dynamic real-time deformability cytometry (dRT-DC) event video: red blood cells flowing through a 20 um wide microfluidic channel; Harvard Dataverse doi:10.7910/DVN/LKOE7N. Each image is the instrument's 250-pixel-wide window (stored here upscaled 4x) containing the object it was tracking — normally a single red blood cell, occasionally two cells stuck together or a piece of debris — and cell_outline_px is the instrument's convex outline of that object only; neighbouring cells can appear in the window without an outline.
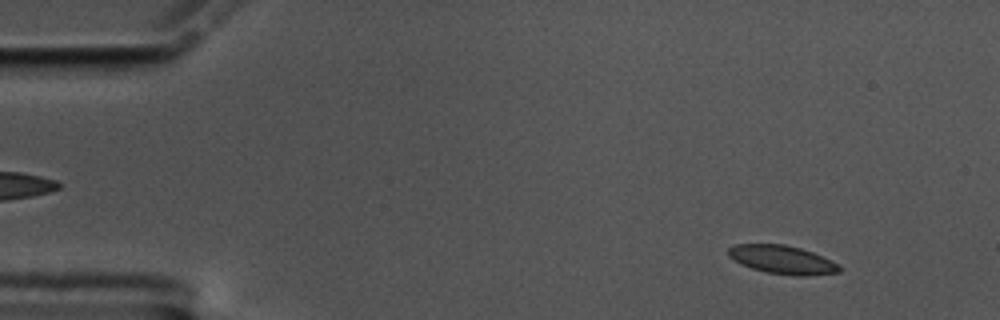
{"species": "common noctule bat (a hibernating species)", "species_latin": "Nyctalus noctula", "temperature_condition": "cold", "stored_images_in_passage": 58, "camera_frame_rate_fps": 3000, "um_per_image_px": 0.085, "animal": {"sex": "male", "body_mass_g": 17.5, "forearm_length_mm": 52.3}, "frame": {"image": 1, "passage_image": 6, "time_ms": 1.667, "image_size_px": [1000, 320], "cell_outline_px": [[840, 272], [804, 276], [800, 276], [768, 272], [752, 268], [740, 264], [728, 256], [728, 248], [736, 244], [784, 244], [800, 248], [812, 252], [840, 264]], "centroid_in_image_um": [66.49, 22.06], "position_along_channel_um": 18.5, "area_um2": 18.26}}
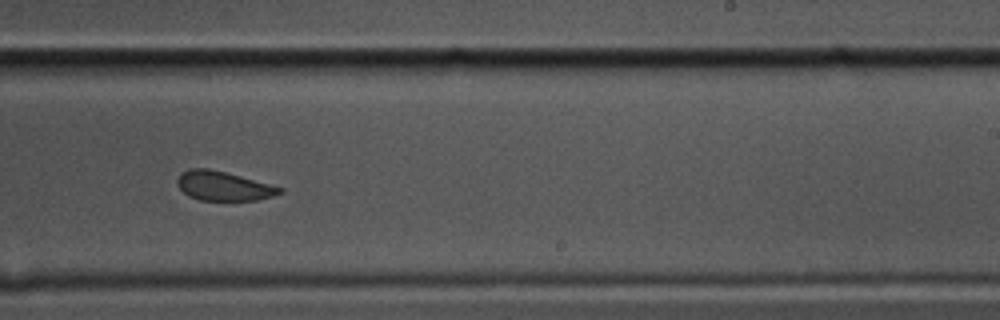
{"frame": {"image": 2, "passage_image": 36, "time_ms": 11.667, "image_size_px": [1000, 320], "cell_outline_px": [[284, 192], [272, 196], [256, 200], [200, 200], [188, 196], [176, 184], [176, 180], [180, 172], [188, 168], [208, 168], [240, 176], [284, 188]], "centroid_in_image_um": [18.95, 15.8], "position_along_channel_um": 270.0, "area_um2": 17.46}}
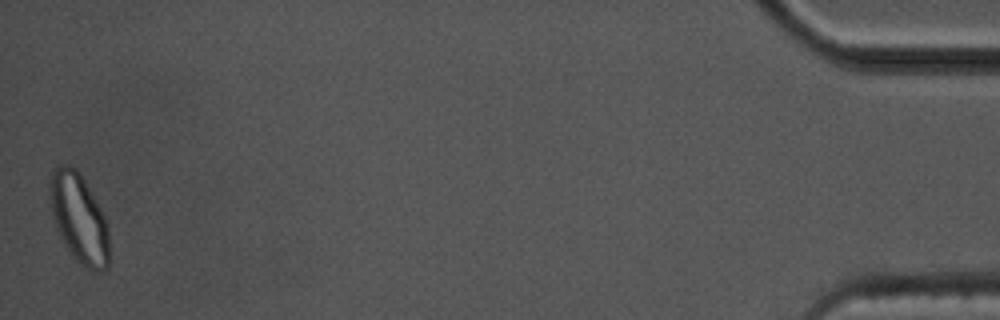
{"frame": {"image": 3, "passage_image": 58, "time_ms": 19.0, "image_size_px": [1000, 320], "cell_outline_px": [[108, 268], [104, 272], [96, 272], [80, 264], [72, 256], [64, 244], [56, 228], [52, 216], [48, 188], [48, 176], [52, 168], [56, 164], [68, 164], [76, 168], [84, 180], [104, 216], [108, 228]], "centroid_in_image_um": [6.66, 18.52], "position_along_channel_um": 428.5, "area_um2": 31.21}, "authors_computed_cell_mechanics": {"area_um2": 18.7561, "velocity_mm_per_s": 3.4285, "shape_relaxation_time_tau1_ms": 4.3227, "shape_relaxation_time_tau2_ms": 1.6249, "deformation_change_tau1": 0.1222, "deformation_change_tau2": 0.0724}}